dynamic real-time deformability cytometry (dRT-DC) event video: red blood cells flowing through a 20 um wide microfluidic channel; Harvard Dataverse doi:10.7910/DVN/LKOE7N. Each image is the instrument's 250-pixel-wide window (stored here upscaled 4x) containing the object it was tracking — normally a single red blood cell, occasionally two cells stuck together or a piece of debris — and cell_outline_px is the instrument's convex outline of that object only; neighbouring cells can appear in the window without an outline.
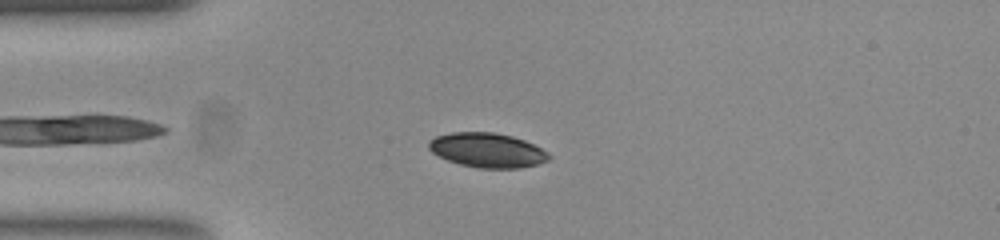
{"species": "common noctule bat (a hibernating species)", "species_latin": "Nyctalus noctula", "temperature_condition": "room temperature", "stored_images_in_passage": 47, "camera_frame_rate_fps": 3000, "um_per_image_px": 0.085, "animal": {"sex": "female", "body_mass_g": 23.0, "forearm_length_mm": 53.4}, "frame": {"image": 1, "passage_image": 7, "time_ms": 2.0, "image_size_px": [1000, 240], "cell_outline_px": [[552, 156], [548, 160], [536, 164], [520, 168], [480, 168], [460, 164], [448, 160], [432, 152], [428, 148], [428, 140], [436, 136], [452, 132], [492, 132], [512, 136], [524, 140], [548, 152]], "centroid_in_image_um": [41.41, 12.76], "position_along_channel_um": 43.6, "area_um2": 24.04}}
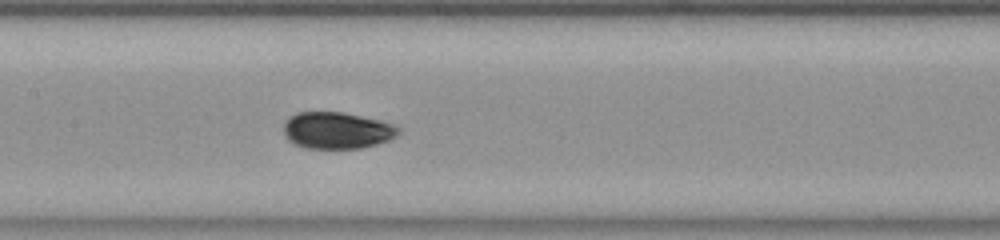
{"frame": {"image": 2, "passage_image": 19, "time_ms": 6.0, "image_size_px": [1000, 240], "cell_outline_px": [[400, 132], [396, 136], [388, 140], [376, 144], [360, 148], [304, 148], [288, 140], [284, 136], [284, 124], [288, 116], [296, 112], [344, 112], [380, 120], [392, 124], [400, 128]], "centroid_in_image_um": [28.62, 11.07], "position_along_channel_um": 178.8, "area_um2": 24.62}}
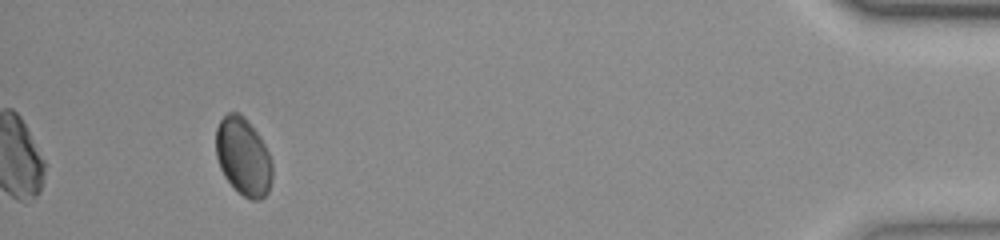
{"frame": {"image": 3, "passage_image": 43, "time_ms": 14.0, "image_size_px": [1000, 240], "cell_outline_px": [[272, 180], [268, 192], [260, 200], [252, 200], [244, 196], [224, 176], [220, 168], [216, 156], [216, 128], [220, 120], [228, 112], [240, 112], [248, 120], [260, 136], [272, 160]], "centroid_in_image_um": [20.68, 13.28], "position_along_channel_um": 414.5, "area_um2": 25.61}, "authors_computed_cell_mechanics": {"area_um2": 24.6228, "velocity_mm_per_s": 3.8392, "shape_relaxation_time_tau1_ms": null, "shape_relaxation_time_tau2_ms": 1.3326, "deformation_change_tau1": null, "deformation_change_tau2": 0.039}}